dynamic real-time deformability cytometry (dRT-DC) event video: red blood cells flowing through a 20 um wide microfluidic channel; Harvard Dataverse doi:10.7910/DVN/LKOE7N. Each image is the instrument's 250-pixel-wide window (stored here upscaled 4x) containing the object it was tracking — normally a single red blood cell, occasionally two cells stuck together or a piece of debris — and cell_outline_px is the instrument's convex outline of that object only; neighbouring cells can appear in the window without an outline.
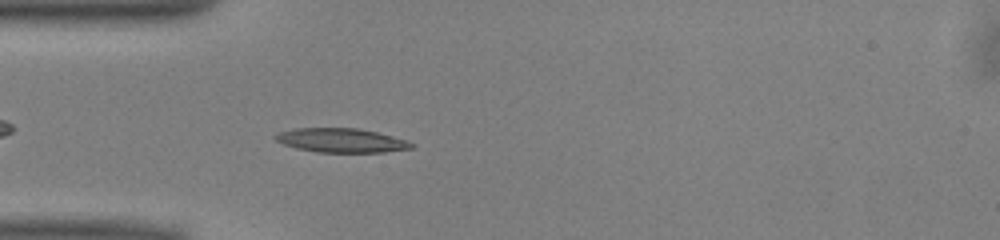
{"species": "common noctule bat (a hibernating species)", "species_latin": "Nyctalus noctula", "temperature_condition": "warm", "stored_images_in_passage": 40, "camera_frame_rate_fps": 3000, "um_per_image_px": 0.085, "animal": {"sex": "male", "body_mass_g": 13.0, "forearm_length_mm": 53.1}, "frame": {"image": 1, "passage_image": 4, "time_ms": 1.0, "image_size_px": [1000, 240], "cell_outline_px": [[416, 144], [412, 148], [384, 152], [316, 152], [296, 148], [284, 144], [276, 140], [272, 136], [280, 132], [296, 128], [356, 128], [376, 132], [408, 140]], "centroid_in_image_um": [29.02, 11.93], "position_along_channel_um": 56.0, "area_um2": 19.07}}
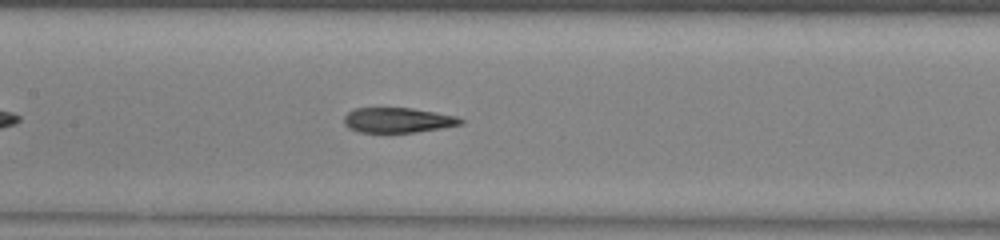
{"frame": {"image": 2, "passage_image": 13, "time_ms": 4.0, "image_size_px": [1000, 240], "cell_outline_px": [[464, 124], [416, 132], [360, 132], [348, 128], [344, 124], [344, 116], [348, 112], [356, 108], [412, 108], [436, 112], [456, 116], [464, 120]], "centroid_in_image_um": [33.82, 10.21], "position_along_channel_um": 173.6, "area_um2": 16.99}}
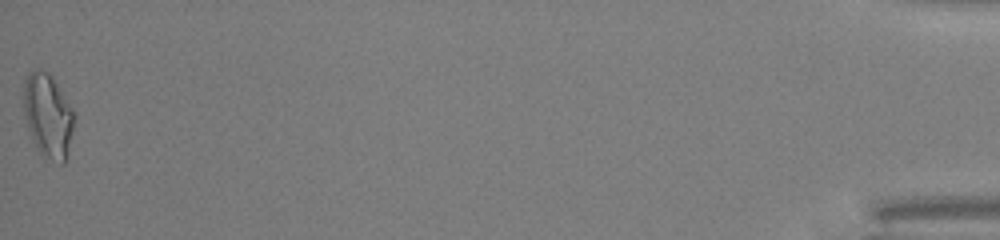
{"frame": {"image": 3, "passage_image": 40, "time_ms": 13.0, "image_size_px": [1000, 240], "cell_outline_px": [[76, 112], [68, 156], [64, 164], [60, 164], [52, 160], [40, 152], [36, 148], [28, 128], [24, 116], [24, 84], [28, 72], [36, 68], [44, 68], [52, 76]], "centroid_in_image_um": [4.1, 9.8], "position_along_channel_um": 431.1, "area_um2": 25.14}, "authors_computed_cell_mechanics": {"area_um2": 18.5538, "velocity_mm_per_s": 4.052, "shape_relaxation_time_tau1_ms": 7.2977, "shape_relaxation_time_tau2_ms": 1.8898, "deformation_change_tau1": 0.2402, "deformation_change_tau2": 0.0961}}